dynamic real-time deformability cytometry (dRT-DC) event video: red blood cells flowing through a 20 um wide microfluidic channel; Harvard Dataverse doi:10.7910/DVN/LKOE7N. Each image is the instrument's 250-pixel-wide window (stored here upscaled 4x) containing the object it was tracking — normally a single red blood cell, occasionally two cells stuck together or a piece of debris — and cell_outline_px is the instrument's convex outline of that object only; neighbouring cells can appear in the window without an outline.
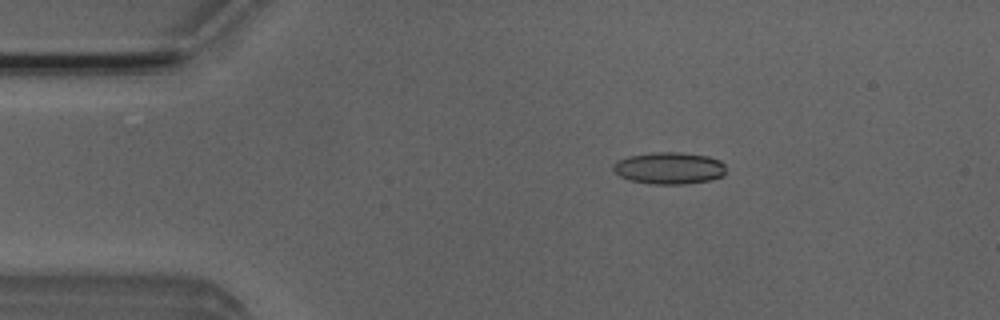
{"species": "Egyptian fruit bat (a non-hibernating species)", "species_latin": "Rousettus aegyptiacus", "temperature_condition": "room temperature", "stored_images_in_passage": 4, "camera_frame_rate_fps": 3000, "um_per_image_px": 0.085, "animal": {"sex": "male"}, "frame": {"image": 1, "passage_image": 2, "time_ms": 1.333, "image_size_px": [1000, 320], "cell_outline_px": [[724, 176], [712, 180], [684, 184], [652, 184], [628, 180], [620, 176], [612, 168], [612, 164], [628, 156], [652, 152], [680, 152], [708, 156], [720, 160], [724, 164]], "centroid_in_image_um": [56.89, 14.29], "position_along_channel_um": 28.1, "area_um2": 21.1}}